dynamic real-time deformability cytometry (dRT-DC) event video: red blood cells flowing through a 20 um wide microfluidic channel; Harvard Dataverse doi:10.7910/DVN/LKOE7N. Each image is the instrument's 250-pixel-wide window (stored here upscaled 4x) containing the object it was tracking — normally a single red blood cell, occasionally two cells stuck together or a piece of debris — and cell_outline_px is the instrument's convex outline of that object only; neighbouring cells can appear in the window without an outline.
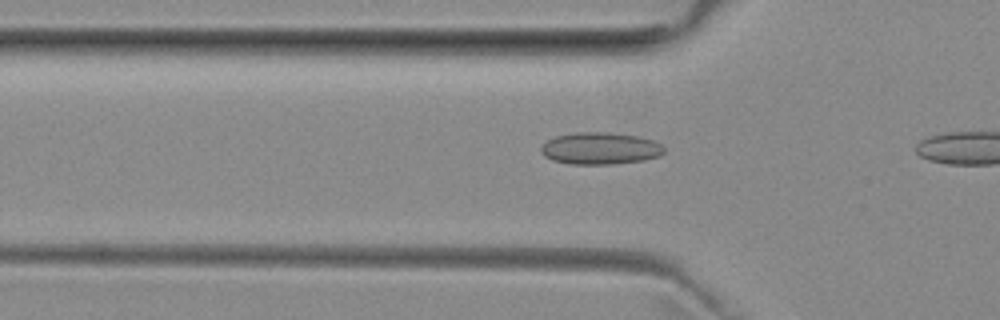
{"species": "common noctule bat (a hibernating species)", "species_latin": "Nyctalus noctula", "temperature_condition": "room temperature", "stored_images_in_passage": 11, "camera_frame_rate_fps": 3000, "um_per_image_px": 0.085, "animal": {"sex": "female", "body_mass_g": 29.2, "forearm_length_mm": 56.3}, "frame": {"image": 1, "passage_image": 10, "time_ms": 3.0, "image_size_px": [1000, 320], "cell_outline_px": [[664, 152], [660, 156], [644, 160], [608, 164], [568, 164], [552, 160], [544, 156], [540, 152], [540, 148], [548, 140], [556, 136], [576, 132], [608, 132], [636, 136], [652, 140], [660, 144], [664, 148]], "centroid_in_image_um": [50.99, 12.62], "position_along_channel_um": 74.8, "area_um2": 22.89}}